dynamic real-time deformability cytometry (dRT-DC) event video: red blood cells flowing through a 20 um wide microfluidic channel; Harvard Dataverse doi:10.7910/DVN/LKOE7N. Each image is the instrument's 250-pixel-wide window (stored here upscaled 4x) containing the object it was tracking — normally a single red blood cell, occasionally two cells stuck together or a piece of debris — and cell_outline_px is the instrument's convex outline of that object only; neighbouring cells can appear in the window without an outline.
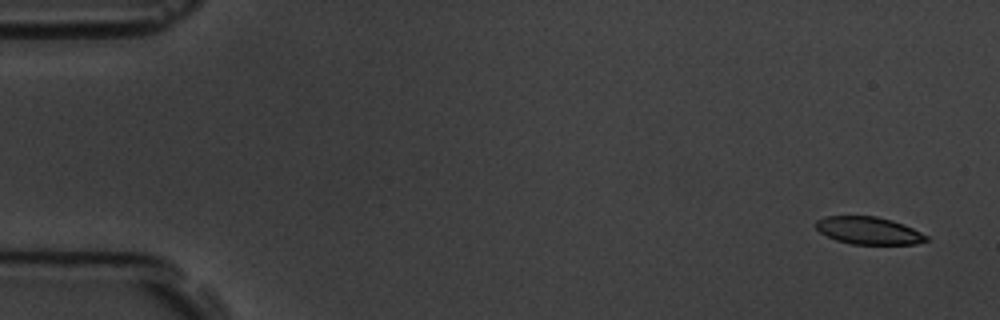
{"species": "common noctule bat (a hibernating species)", "species_latin": "Nyctalus noctula", "temperature_condition": "room temperature", "stored_images_in_passage": 5, "camera_frame_rate_fps": 3000, "um_per_image_px": 0.085, "animal": {"sex": "male", "body_mass_g": 19.5, "forearm_length_mm": 54.6}, "frame": {"image": 1, "passage_image": 1, "time_ms": 0.0, "image_size_px": [1000, 320], "cell_outline_px": [[932, 240], [916, 244], [852, 244], [836, 240], [820, 232], [816, 228], [816, 220], [828, 216], [876, 216], [892, 220], [904, 224], [928, 236]], "centroid_in_image_um": [73.88, 19.6], "position_along_channel_um": 11.1, "area_um2": 17.69}}
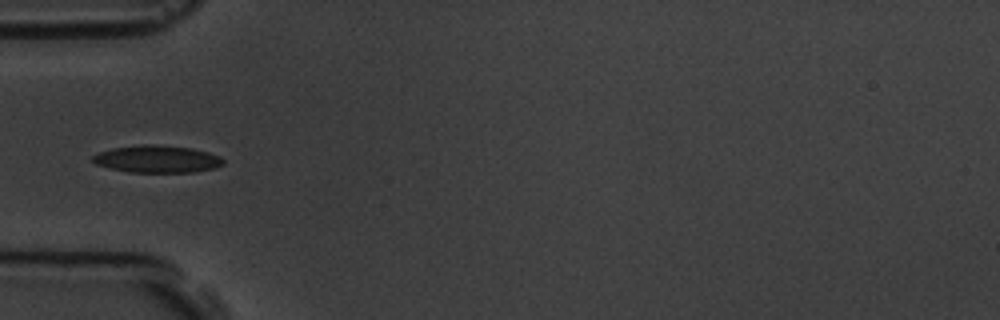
{"frame": {"image": 2, "passage_image": 5, "time_ms": 5.333, "image_size_px": [1000, 320], "cell_outline_px": [[224, 164], [216, 168], [196, 172], [128, 172], [96, 164], [92, 160], [92, 156], [100, 152], [112, 148], [144, 144], [156, 144], [192, 148], [208, 152], [220, 156], [224, 160]], "centroid_in_image_um": [13.4, 13.52], "position_along_channel_um": 71.6, "area_um2": 20.81}}